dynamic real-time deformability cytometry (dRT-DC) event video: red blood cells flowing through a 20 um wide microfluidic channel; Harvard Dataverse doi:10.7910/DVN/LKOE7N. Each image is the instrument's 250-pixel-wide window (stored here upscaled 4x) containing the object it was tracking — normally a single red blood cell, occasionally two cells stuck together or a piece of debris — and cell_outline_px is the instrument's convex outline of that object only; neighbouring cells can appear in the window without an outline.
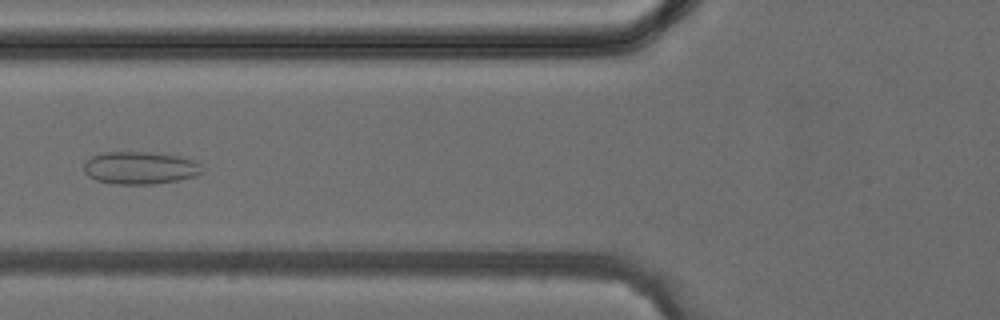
{"species": "common noctule bat (a hibernating species)", "species_latin": "Nyctalus noctula", "temperature_condition": "cold", "stored_images_in_passage": 41, "segment_of_instrument_passage": [1, 2], "camera_frame_rate_fps": 3000, "um_per_image_px": 0.085, "animal": {"sex": "female", "body_mass_g": 24.6, "forearm_length_mm": 56.2}, "frame": {"image": 1, "passage_image": 15, "time_ms": 4.667, "image_size_px": [1000, 320], "cell_outline_px": [[204, 172], [196, 176], [180, 180], [152, 184], [116, 184], [96, 180], [88, 176], [84, 172], [84, 164], [92, 156], [104, 152], [144, 152], [176, 156], [192, 160], [200, 164], [204, 168]], "centroid_in_image_um": [11.92, 14.28], "position_along_channel_um": 113.9, "area_um2": 22.37}}
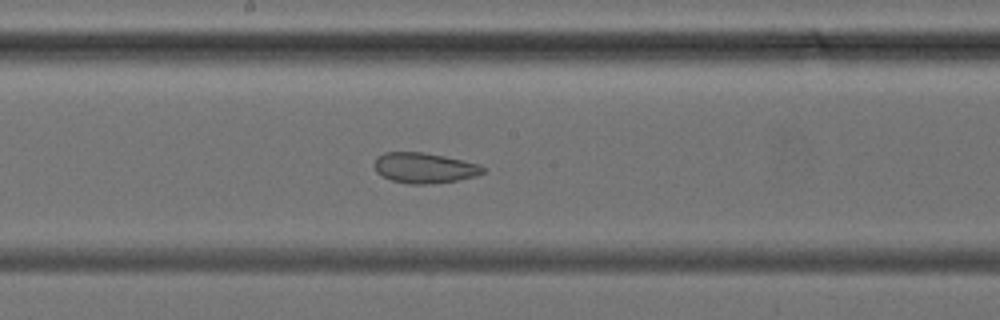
{"frame": {"image": 2, "passage_image": 21, "time_ms": 6.667, "image_size_px": [1000, 320], "cell_outline_px": [[488, 168], [484, 172], [476, 176], [456, 180], [428, 184], [408, 184], [392, 180], [380, 176], [376, 172], [372, 164], [376, 156], [384, 152], [424, 152], [444, 156], [480, 164]], "centroid_in_image_um": [36.03, 14.26], "position_along_channel_um": 212.2, "area_um2": 19.54}}
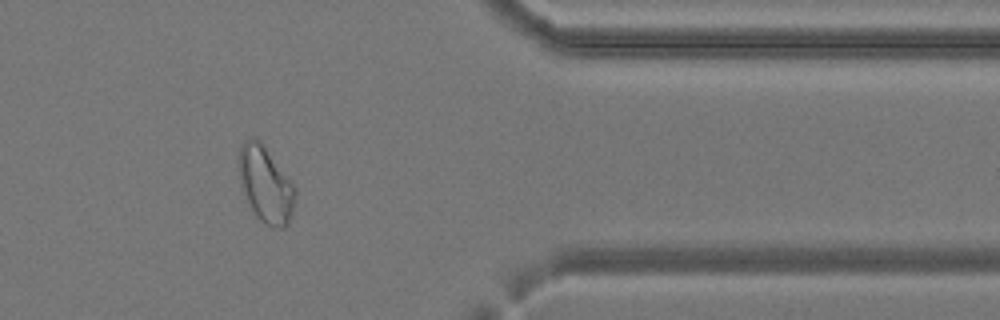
{"frame": {"image": 3, "passage_image": 33, "time_ms": 10.667, "image_size_px": [1000, 320], "cell_outline_px": [[296, 192], [292, 212], [288, 224], [284, 228], [276, 228], [264, 224], [256, 216], [244, 192], [240, 180], [236, 160], [240, 144], [244, 140], [252, 136], [256, 136], [260, 140], [296, 188]], "centroid_in_image_um": [22.54, 15.63], "position_along_channel_um": 388.9, "area_um2": 25.09}}